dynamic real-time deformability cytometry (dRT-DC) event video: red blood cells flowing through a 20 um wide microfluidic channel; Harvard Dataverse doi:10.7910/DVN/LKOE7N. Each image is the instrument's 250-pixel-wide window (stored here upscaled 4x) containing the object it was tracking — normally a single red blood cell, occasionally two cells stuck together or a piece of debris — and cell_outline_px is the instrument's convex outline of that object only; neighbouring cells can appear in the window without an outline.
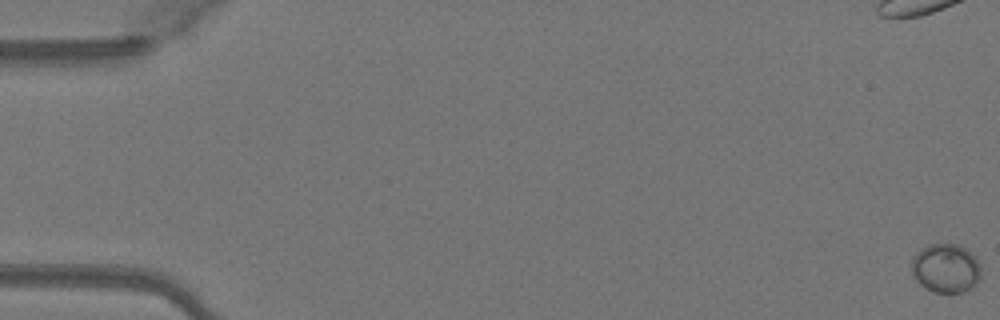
{"species": "Egyptian fruit bat (a non-hibernating species)", "species_latin": "Rousettus aegyptiacus", "temperature_condition": "warm", "stored_images_in_passage": 52, "camera_frame_rate_fps": 3000, "um_per_image_px": 0.085, "animal": {"sex": "female"}, "frame": {"image": 1, "passage_image": 1, "time_ms": 0.0, "image_size_px": [1000, 320], "cell_outline_px": [[980, 280], [972, 288], [964, 292], [932, 292], [920, 284], [916, 280], [912, 272], [912, 260], [916, 252], [920, 248], [928, 244], [956, 244], [964, 248], [980, 264]], "centroid_in_image_um": [80.38, 22.81], "position_along_channel_um": 4.6, "area_um2": 19.77}}